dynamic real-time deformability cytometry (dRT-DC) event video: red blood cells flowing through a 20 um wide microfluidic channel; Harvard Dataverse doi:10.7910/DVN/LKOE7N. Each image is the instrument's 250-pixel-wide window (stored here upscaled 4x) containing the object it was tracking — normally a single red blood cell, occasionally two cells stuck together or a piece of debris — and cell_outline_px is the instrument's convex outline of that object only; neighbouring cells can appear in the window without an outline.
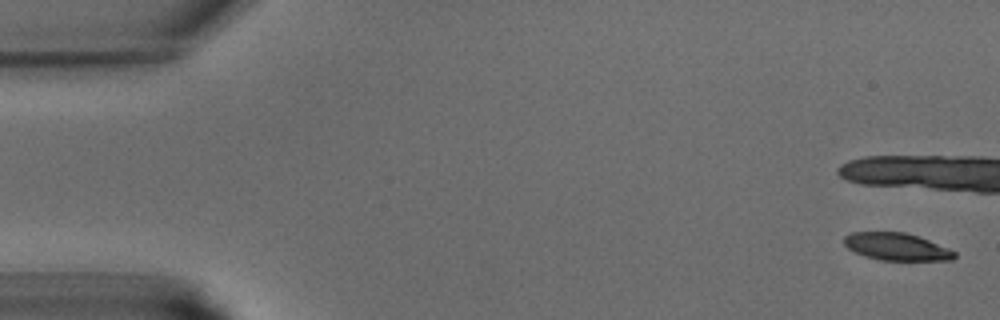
{"species": "common noctule bat (a hibernating species)", "species_latin": "Nyctalus noctula", "temperature_condition": "warm", "stored_images_in_passage": 12, "camera_frame_rate_fps": 3000, "um_per_image_px": 0.085, "animal": {"sex": "male", "body_mass_g": 15.6}, "frame": {"image": 1, "passage_image": 1, "time_ms": 0.0, "image_size_px": [1000, 320], "cell_outline_px": [[956, 256], [952, 260], [880, 260], [864, 256], [848, 248], [844, 244], [844, 236], [852, 232], [904, 232], [928, 240], [948, 248], [956, 252]], "centroid_in_image_um": [76.2, 20.97], "position_along_channel_um": 8.8, "area_um2": 17.46}}